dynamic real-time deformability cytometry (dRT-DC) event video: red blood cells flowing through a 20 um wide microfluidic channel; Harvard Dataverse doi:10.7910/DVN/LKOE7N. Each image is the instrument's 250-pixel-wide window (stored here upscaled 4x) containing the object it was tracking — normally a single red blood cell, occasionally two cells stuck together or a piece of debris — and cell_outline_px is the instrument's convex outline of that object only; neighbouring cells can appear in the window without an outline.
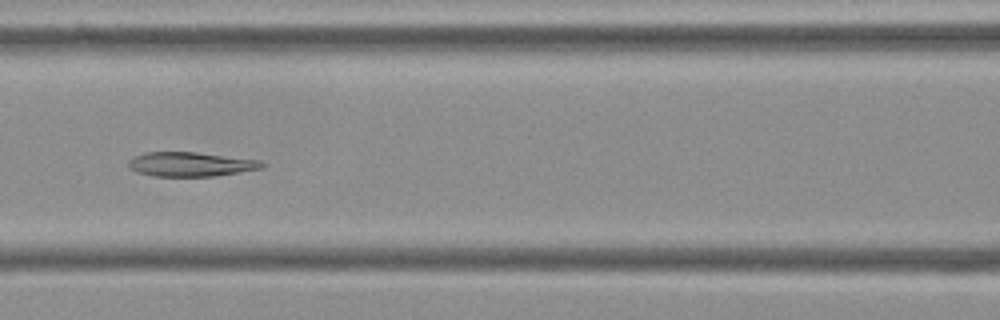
{"species": "Egyptian fruit bat (a non-hibernating species)", "species_latin": "Rousettus aegyptiacus", "temperature_condition": "cold", "stored_images_in_passage": 11, "segment_of_instrument_passage": [1, 2], "camera_frame_rate_fps": 3000, "um_per_image_px": 0.085, "frame": {"image": 1, "passage_image": 7, "time_ms": 2.0, "image_size_px": [1000, 320], "cell_outline_px": [[268, 164], [264, 168], [216, 176], [152, 176], [136, 172], [128, 168], [128, 160], [132, 156], [144, 152], [196, 152], [260, 160]], "centroid_in_image_um": [16.19, 13.96], "position_along_channel_um": 150.4, "area_um2": 19.25}}
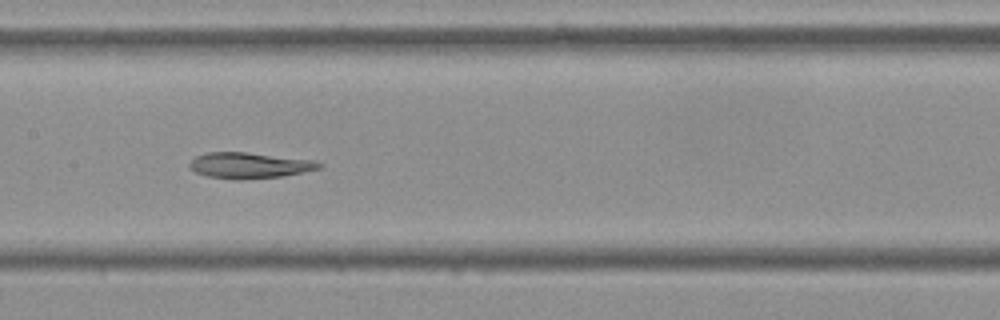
{"frame": {"image": 2, "passage_image": 8, "time_ms": 2.333, "image_size_px": [1000, 320], "cell_outline_px": [[324, 164], [320, 168], [284, 176], [236, 180], [208, 176], [196, 172], [188, 168], [188, 164], [196, 156], [208, 152], [244, 152], [312, 160]], "centroid_in_image_um": [21.16, 14.06], "position_along_channel_um": 186.2, "area_um2": 19.36}}
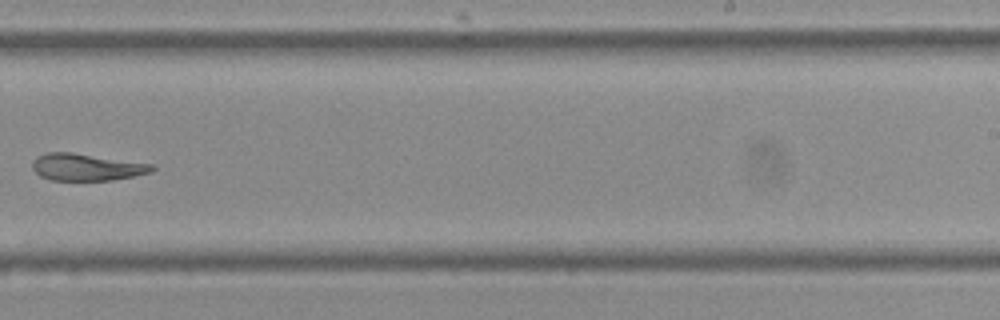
{"frame": {"image": 3, "passage_image": 10, "time_ms": 3.0, "image_size_px": [1000, 320], "cell_outline_px": [[156, 168], [152, 172], [112, 180], [48, 180], [40, 176], [32, 168], [32, 160], [36, 156], [48, 152], [72, 152], [152, 164]], "centroid_in_image_um": [7.32, 14.2], "position_along_channel_um": 281.7, "area_um2": 18.84}}